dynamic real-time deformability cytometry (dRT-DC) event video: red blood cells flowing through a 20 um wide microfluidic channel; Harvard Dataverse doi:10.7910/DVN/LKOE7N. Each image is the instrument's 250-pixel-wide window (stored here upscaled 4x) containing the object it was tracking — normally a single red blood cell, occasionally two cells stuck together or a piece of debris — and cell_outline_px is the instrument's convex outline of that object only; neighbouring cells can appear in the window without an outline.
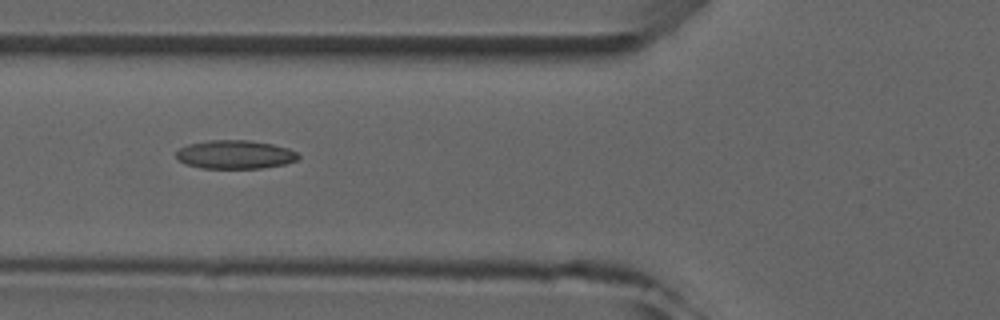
{"species": "common noctule bat (a hibernating species)", "species_latin": "Nyctalus noctula", "temperature_condition": "room temperature", "stored_images_in_passage": 2, "camera_frame_rate_fps": 3000, "um_per_image_px": 0.085, "animal": {"sex": "male", "forearm_length_mm": 52.5}, "frame": {"image": 1, "passage_image": 2, "time_ms": 1.0, "image_size_px": [1000, 320], "cell_outline_px": [[300, 156], [296, 160], [284, 164], [260, 168], [200, 168], [184, 164], [176, 156], [176, 152], [180, 148], [188, 144], [208, 140], [248, 140], [272, 144], [288, 148], [296, 152]], "centroid_in_image_um": [19.96, 13.13], "position_along_channel_um": 105.8, "area_um2": 20.29}}